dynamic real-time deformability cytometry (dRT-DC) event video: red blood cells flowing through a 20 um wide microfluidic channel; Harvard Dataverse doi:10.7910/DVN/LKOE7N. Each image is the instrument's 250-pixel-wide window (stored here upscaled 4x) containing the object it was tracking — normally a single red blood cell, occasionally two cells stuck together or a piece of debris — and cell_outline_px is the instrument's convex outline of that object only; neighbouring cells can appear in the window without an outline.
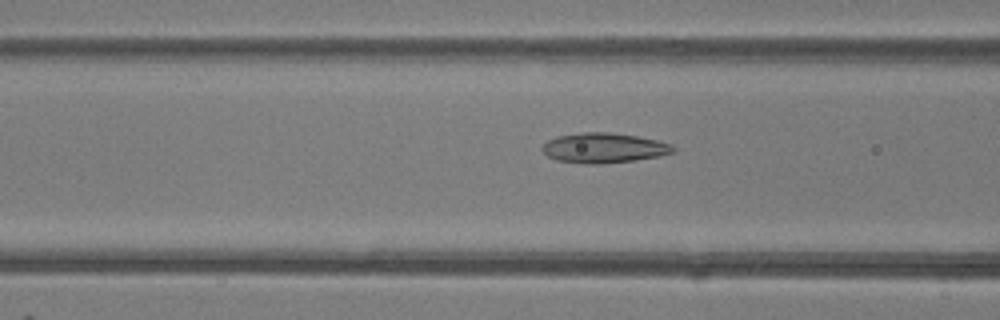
{"species": "common noctule bat (a hibernating species)", "species_latin": "Nyctalus noctula", "temperature_condition": "room temperature", "stored_images_in_passage": 40, "camera_frame_rate_fps": 3000, "um_per_image_px": 0.085, "animal": {"sex": "female"}, "frame": {"image": 1, "passage_image": 11, "time_ms": 3.333, "image_size_px": [1000, 320], "cell_outline_px": [[676, 152], [660, 156], [632, 160], [596, 164], [584, 164], [556, 160], [548, 156], [540, 148], [548, 140], [556, 136], [584, 132], [612, 132], [636, 136], [656, 140], [672, 144], [676, 148]], "centroid_in_image_um": [51.33, 12.57], "position_along_channel_um": 115.3, "area_um2": 22.89}}
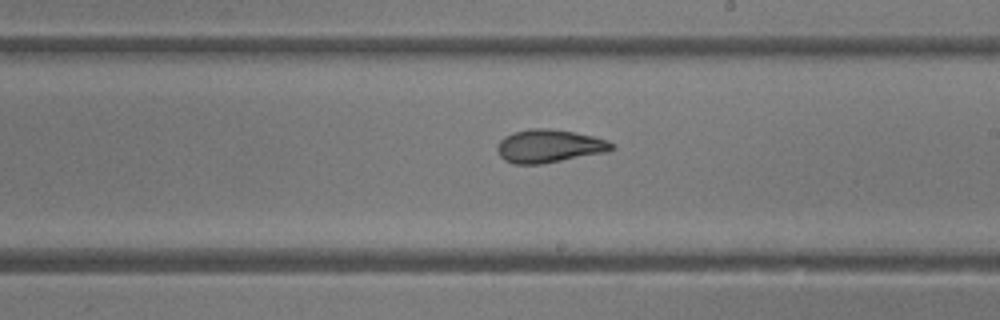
{"frame": {"image": 2, "passage_image": 20, "time_ms": 6.333, "image_size_px": [1000, 320], "cell_outline_px": [[616, 148], [608, 152], [540, 164], [512, 164], [504, 160], [500, 156], [496, 148], [500, 140], [504, 136], [512, 132], [528, 128], [548, 128], [572, 132], [592, 136], [608, 140], [616, 144]], "centroid_in_image_um": [46.68, 12.41], "position_along_channel_um": 242.3, "area_um2": 22.31}}
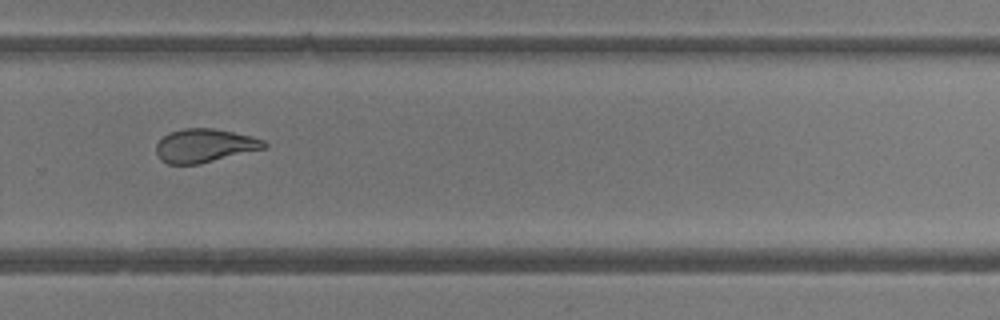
{"frame": {"image": 3, "passage_image": 25, "time_ms": 8.0, "image_size_px": [1000, 320], "cell_outline_px": [[268, 148], [200, 164], [168, 164], [160, 160], [156, 152], [156, 144], [168, 132], [184, 128], [212, 128], [252, 136], [264, 140], [268, 144]], "centroid_in_image_um": [17.41, 12.38], "position_along_channel_um": 312.4, "area_um2": 21.33}, "authors_computed_cell_mechanics": {"area_um2": 22.8888, "velocity_mm_per_s": 4.231, "shape_relaxation_time_tau1_ms": null, "shape_relaxation_time_tau2_ms": 1.3635, "deformation_change_tau1": null, "deformation_change_tau2": 0.0807}}